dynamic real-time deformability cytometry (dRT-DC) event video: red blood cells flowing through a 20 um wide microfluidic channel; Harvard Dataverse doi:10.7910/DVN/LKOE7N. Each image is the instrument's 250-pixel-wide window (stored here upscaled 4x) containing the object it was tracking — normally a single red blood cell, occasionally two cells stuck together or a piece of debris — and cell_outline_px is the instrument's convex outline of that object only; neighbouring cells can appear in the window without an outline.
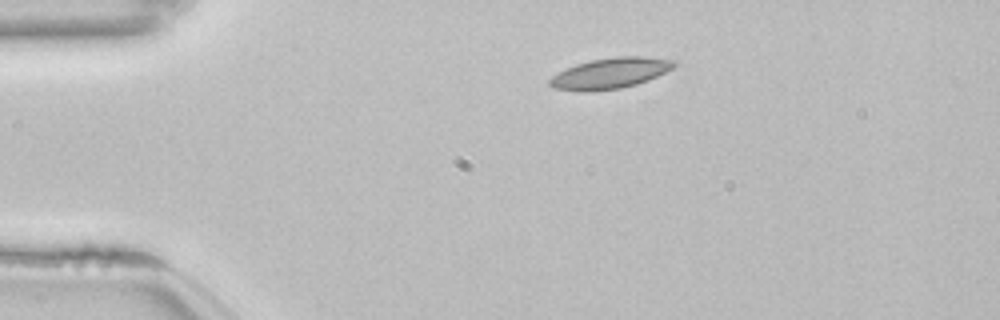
{"species": "common noctule bat (a hibernating species)", "species_latin": "Nyctalus noctula", "temperature_condition": "room temperature", "stored_images_in_passage": 44, "camera_frame_rate_fps": 3000, "um_per_image_px": 0.085, "animal": {"sex": "female", "body_mass_g": 22.7, "forearm_length_mm": 54.2}, "frame": {"image": 1, "passage_image": 1, "time_ms": 0.0, "image_size_px": [1000, 320], "cell_outline_px": [[676, 64], [672, 68], [648, 80], [636, 84], [620, 88], [588, 92], [580, 92], [552, 88], [548, 84], [548, 80], [552, 76], [576, 64], [592, 60], [616, 56], [644, 56], [676, 60]], "centroid_in_image_um": [51.84, 6.23], "position_along_channel_um": 33.2, "area_um2": 22.25}}
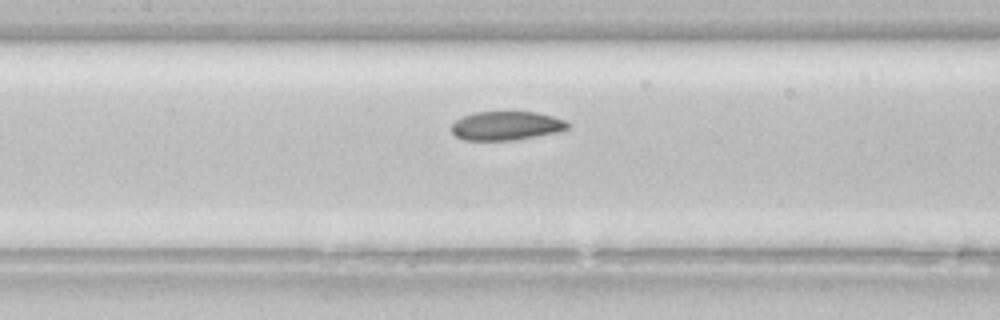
{"frame": {"image": 2, "passage_image": 15, "time_ms": 4.667, "image_size_px": [1000, 320], "cell_outline_px": [[568, 128], [560, 132], [516, 140], [464, 140], [456, 136], [452, 132], [452, 124], [456, 120], [464, 116], [476, 112], [536, 112], [552, 116], [564, 120], [568, 124]], "centroid_in_image_um": [43.05, 10.7], "position_along_channel_um": 164.4, "area_um2": 19.48}}
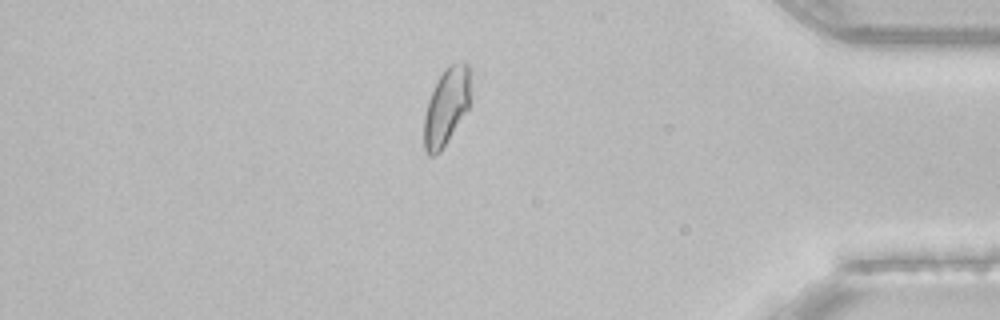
{"frame": {"image": 3, "passage_image": 36, "time_ms": 11.667, "image_size_px": [1000, 320], "cell_outline_px": [[472, 72], [468, 108], [440, 152], [432, 156], [428, 156], [424, 148], [424, 116], [428, 100], [440, 76], [448, 64], [464, 60], [468, 60]], "centroid_in_image_um": [37.97, 8.98], "position_along_channel_um": 397.2, "area_um2": 21.1}, "authors_computed_cell_mechanics": {"area_um2": 20.2878, "velocity_mm_per_s": 3.8232, "shape_relaxation_time_tau1_ms": null, "shape_relaxation_time_tau2_ms": 4.4818, "deformation_change_tau1": null, "deformation_change_tau2": 0.0906}}